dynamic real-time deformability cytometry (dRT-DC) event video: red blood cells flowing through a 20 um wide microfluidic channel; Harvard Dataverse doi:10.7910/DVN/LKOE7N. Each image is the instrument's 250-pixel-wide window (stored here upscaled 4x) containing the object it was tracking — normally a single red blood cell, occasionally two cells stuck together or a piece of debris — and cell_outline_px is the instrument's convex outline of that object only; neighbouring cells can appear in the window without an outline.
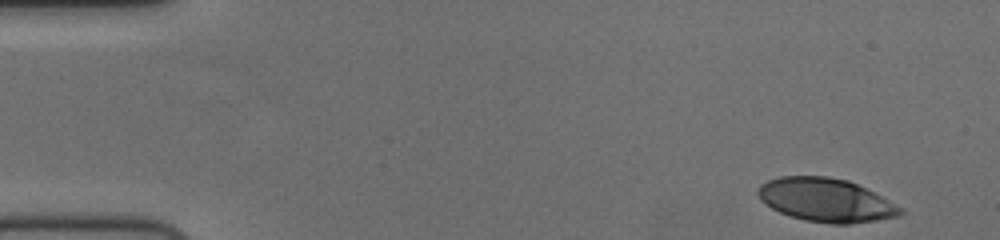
{"species": "human", "species_latin": "Homo sapiens", "temperature_condition": "cold", "stored_images_in_passage": 53, "camera_frame_rate_fps": 3000, "um_per_image_px": 0.085, "donor": {"sex": "female"}, "frame": {"image": 1, "passage_image": 1, "time_ms": 0.0, "image_size_px": [1000, 240], "cell_outline_px": [[904, 212], [900, 216], [876, 220], [848, 224], [832, 224], [804, 220], [780, 212], [764, 204], [760, 200], [756, 192], [756, 188], [760, 184], [768, 180], [780, 176], [828, 176], [848, 180], [904, 208]], "centroid_in_image_um": [70.17, 17.0], "position_along_channel_um": 14.8, "area_um2": 36.13}}
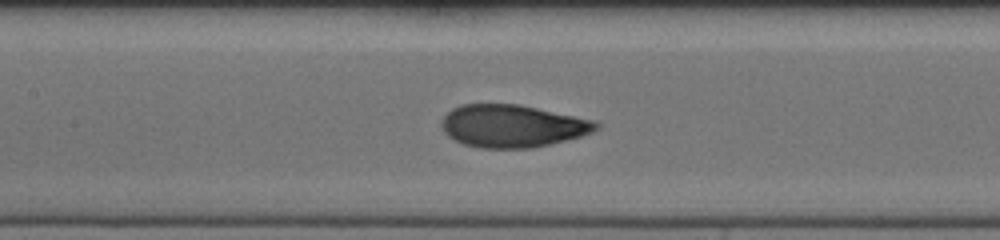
{"frame": {"image": 2, "passage_image": 23, "time_ms": 7.333, "image_size_px": [1000, 240], "cell_outline_px": [[600, 128], [592, 132], [580, 136], [532, 148], [480, 148], [464, 144], [448, 136], [444, 132], [440, 124], [444, 116], [452, 108], [460, 104], [516, 104], [596, 120], [600, 124]], "centroid_in_image_um": [43.54, 10.7], "position_along_channel_um": 163.9, "area_um2": 38.21}}
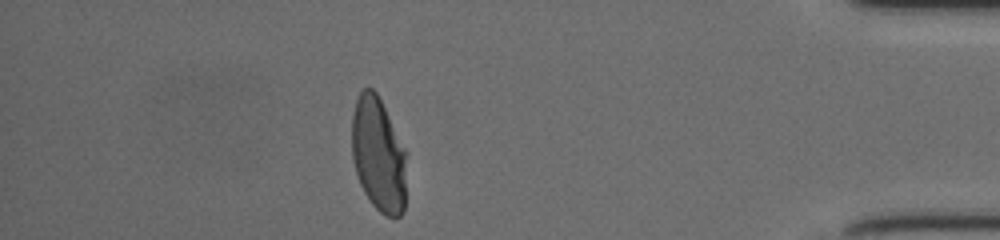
{"frame": {"image": 3, "passage_image": 46, "time_ms": 15.0, "image_size_px": [1000, 240], "cell_outline_px": [[408, 152], [404, 212], [400, 216], [384, 216], [372, 204], [364, 192], [360, 184], [356, 172], [352, 156], [352, 116], [356, 100], [360, 92], [364, 88], [372, 88], [376, 92]], "centroid_in_image_um": [32.2, 13.17], "position_along_channel_um": 403.0, "area_um2": 36.99}, "authors_computed_cell_mechanics": {"area_um2": 37.859, "velocity_mm_per_s": 3.7121, "shape_relaxation_time_tau1_ms": 4.0859, "shape_relaxation_time_tau2_ms": null, "deformation_change_tau1": 0.214, "deformation_change_tau2": null}}